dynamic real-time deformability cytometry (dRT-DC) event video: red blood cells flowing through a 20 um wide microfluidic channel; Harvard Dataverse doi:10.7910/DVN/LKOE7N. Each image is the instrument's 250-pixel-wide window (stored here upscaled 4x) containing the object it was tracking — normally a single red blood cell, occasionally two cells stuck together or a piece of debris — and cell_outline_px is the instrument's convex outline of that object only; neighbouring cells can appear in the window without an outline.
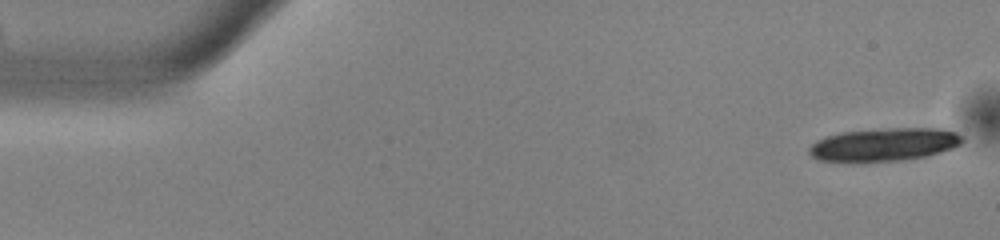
{"species": "common noctule bat (a hibernating species)", "species_latin": "Nyctalus noctula", "temperature_condition": "warm", "stored_images_in_passage": 16, "camera_frame_rate_fps": 3000, "um_per_image_px": 0.085, "animal": {"sex": "male", "body_mass_g": 13.0, "forearm_length_mm": 53.1}, "frame": {"image": 1, "passage_image": 1, "time_ms": 0.0, "image_size_px": [1000, 240], "cell_outline_px": [[964, 140], [960, 144], [952, 148], [940, 152], [924, 156], [900, 160], [864, 164], [848, 164], [816, 160], [808, 152], [808, 148], [816, 140], [824, 136], [840, 132], [888, 128], [944, 128], [956, 132], [964, 136]], "centroid_in_image_um": [75.07, 12.32], "position_along_channel_um": 9.9, "area_um2": 30.63}}